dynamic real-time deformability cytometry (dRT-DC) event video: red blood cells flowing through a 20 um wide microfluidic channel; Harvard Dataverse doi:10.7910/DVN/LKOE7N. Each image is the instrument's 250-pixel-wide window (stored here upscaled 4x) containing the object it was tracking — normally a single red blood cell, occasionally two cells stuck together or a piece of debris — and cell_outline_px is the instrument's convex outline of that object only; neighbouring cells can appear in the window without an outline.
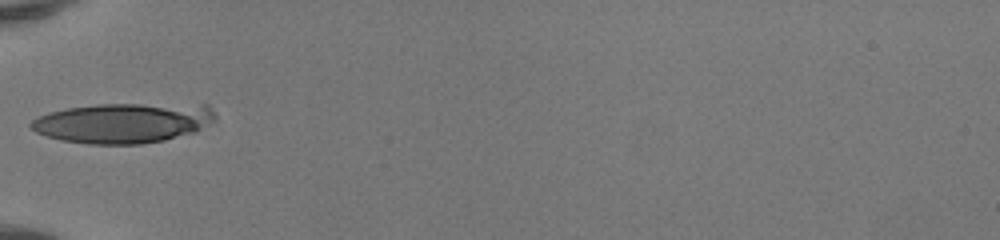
{"species": "human", "species_latin": "Homo sapiens", "temperature_condition": "room temperature", "stored_images_in_passage": 32, "camera_frame_rate_fps": 3000, "um_per_image_px": 0.085, "donor": {"sex": "female"}, "frame": {"image": 1, "passage_image": 1, "time_ms": 0.0, "image_size_px": [1000, 240], "cell_outline_px": [[216, 120], [196, 132], [164, 140], [140, 144], [88, 144], [64, 140], [48, 136], [36, 132], [28, 124], [36, 116], [48, 112], [68, 108], [96, 104], [208, 104], [216, 112]], "centroid_in_image_um": [10.52, 10.43], "position_along_channel_um": 74.5, "area_um2": 43.41}}
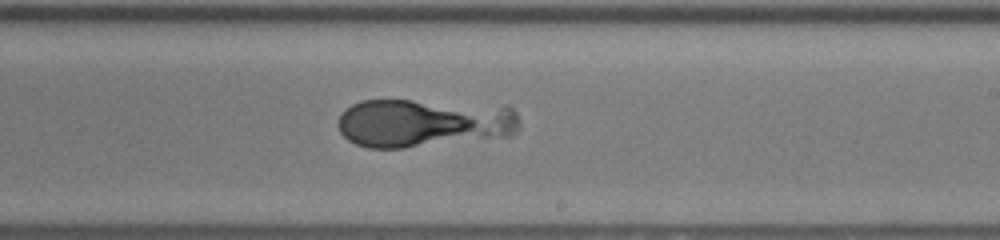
{"frame": {"image": 2, "passage_image": 14, "time_ms": 4.333, "image_size_px": [1000, 240], "cell_outline_px": [[520, 128], [512, 136], [404, 148], [368, 148], [356, 144], [348, 140], [340, 132], [336, 124], [340, 116], [352, 104], [360, 100], [412, 100], [508, 104], [516, 112], [520, 120]], "centroid_in_image_um": [36.1, 10.43], "position_along_channel_um": 252.9, "area_um2": 52.54}}
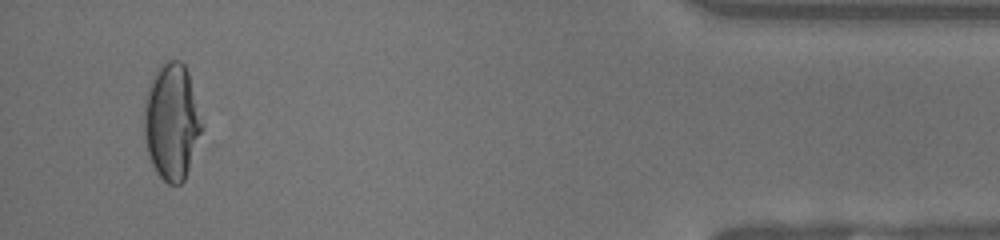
{"frame": {"image": 3, "passage_image": 30, "time_ms": 9.667, "image_size_px": [1000, 240], "cell_outline_px": [[204, 140], [184, 180], [180, 184], [168, 184], [156, 172], [152, 164], [144, 140], [144, 100], [152, 76], [156, 68], [160, 64], [168, 60], [180, 60], [184, 64], [188, 72], [204, 128]], "centroid_in_image_um": [14.63, 10.38], "position_along_channel_um": 420.6, "area_um2": 40.23}}